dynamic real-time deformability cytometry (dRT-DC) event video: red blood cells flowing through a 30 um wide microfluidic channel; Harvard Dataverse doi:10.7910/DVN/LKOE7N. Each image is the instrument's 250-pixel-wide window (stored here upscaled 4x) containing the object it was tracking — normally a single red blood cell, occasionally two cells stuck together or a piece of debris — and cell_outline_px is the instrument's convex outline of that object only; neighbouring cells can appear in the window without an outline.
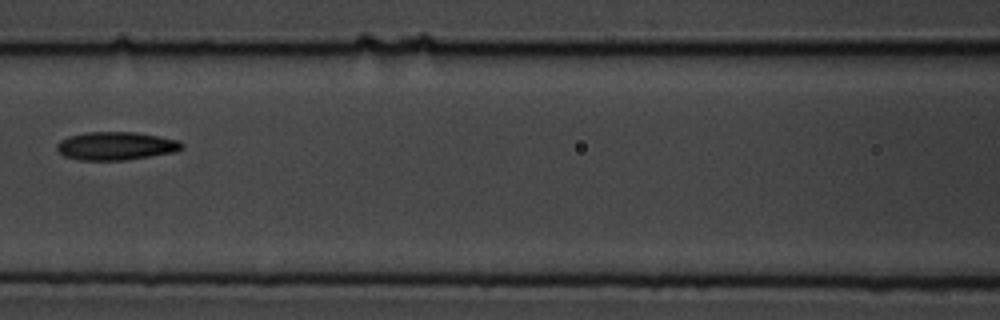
{"species": "common noctule bat (a hibernating species)", "species_latin": "Nyctalus noctula", "temperature_condition": "cold", "stored_images_in_passage": 9, "camera_frame_rate_fps": 3000, "um_per_image_px": 0.085, "animal": {"sex": "male", "body_mass_g": 19.5, "forearm_length_mm": 54.6}, "frame": {"image": 1, "passage_image": 6, "time_ms": 7.667, "image_size_px": [1000, 320], "cell_outline_px": [[184, 148], [176, 152], [124, 160], [76, 160], [64, 156], [56, 148], [56, 144], [60, 140], [68, 136], [84, 132], [136, 132], [180, 140], [184, 144]], "centroid_in_image_um": [9.86, 12.4], "position_along_channel_um": 156.7, "area_um2": 20.75}}
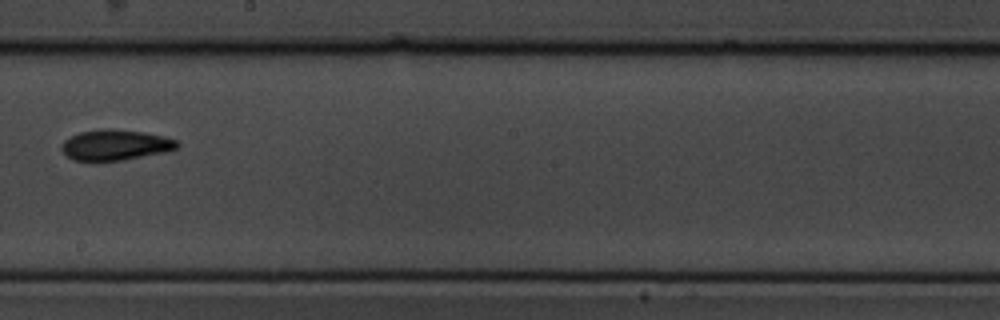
{"frame": {"image": 2, "passage_image": 8, "time_ms": 10.0, "image_size_px": [1000, 320], "cell_outline_px": [[180, 144], [176, 148], [164, 152], [124, 160], [72, 160], [60, 148], [64, 140], [80, 132], [108, 128], [144, 132], [164, 136], [176, 140]], "centroid_in_image_um": [9.81, 12.31], "position_along_channel_um": 238.4, "area_um2": 20.35}}
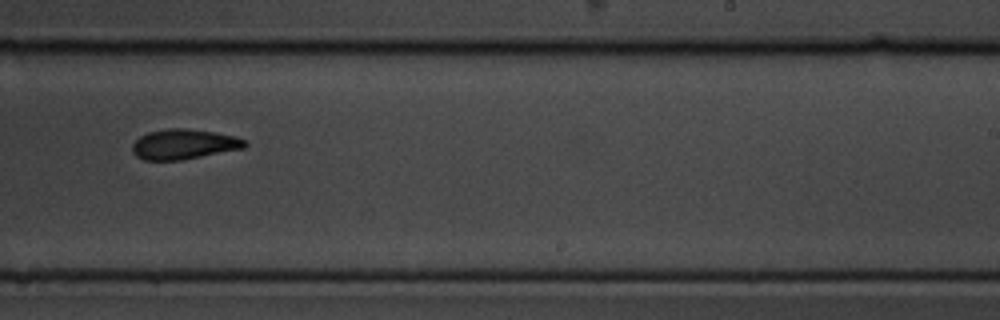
{"frame": {"image": 3, "passage_image": 9, "time_ms": 11.0, "image_size_px": [1000, 320], "cell_outline_px": [[248, 144], [244, 148], [180, 160], [144, 160], [136, 156], [132, 152], [132, 144], [140, 136], [148, 132], [168, 128], [188, 128], [236, 136], [248, 140]], "centroid_in_image_um": [15.63, 12.25], "position_along_channel_um": 273.4, "area_um2": 19.77}}